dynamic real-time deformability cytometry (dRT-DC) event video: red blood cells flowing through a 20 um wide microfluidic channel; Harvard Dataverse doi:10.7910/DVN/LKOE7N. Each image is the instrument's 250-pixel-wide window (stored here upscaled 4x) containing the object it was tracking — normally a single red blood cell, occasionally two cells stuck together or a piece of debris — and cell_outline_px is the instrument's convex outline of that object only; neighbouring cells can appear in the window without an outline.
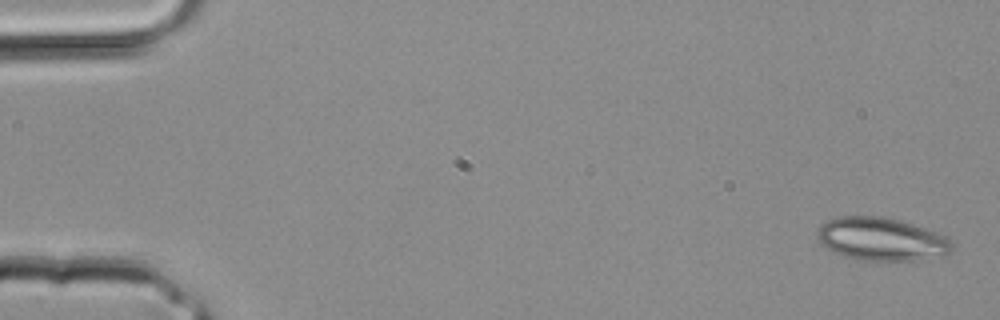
{"species": "common noctule bat (a hibernating species)", "species_latin": "Nyctalus noctula", "temperature_condition": "room temperature", "stored_images_in_passage": 4, "camera_frame_rate_fps": 3000, "um_per_image_px": 0.085, "animal": {"sex": "male", "body_mass_g": 20.4}, "frame": {"image": 1, "passage_image": 1, "time_ms": 0.0, "image_size_px": [1000, 320], "cell_outline_px": [[952, 248], [948, 252], [912, 260], [852, 260], [824, 248], [820, 244], [816, 236], [816, 232], [820, 224], [828, 220], [840, 216], [884, 216], [900, 220], [928, 228], [940, 232], [948, 236], [952, 240]], "centroid_in_image_um": [74.85, 20.3], "position_along_channel_um": 10.1, "area_um2": 34.1}}